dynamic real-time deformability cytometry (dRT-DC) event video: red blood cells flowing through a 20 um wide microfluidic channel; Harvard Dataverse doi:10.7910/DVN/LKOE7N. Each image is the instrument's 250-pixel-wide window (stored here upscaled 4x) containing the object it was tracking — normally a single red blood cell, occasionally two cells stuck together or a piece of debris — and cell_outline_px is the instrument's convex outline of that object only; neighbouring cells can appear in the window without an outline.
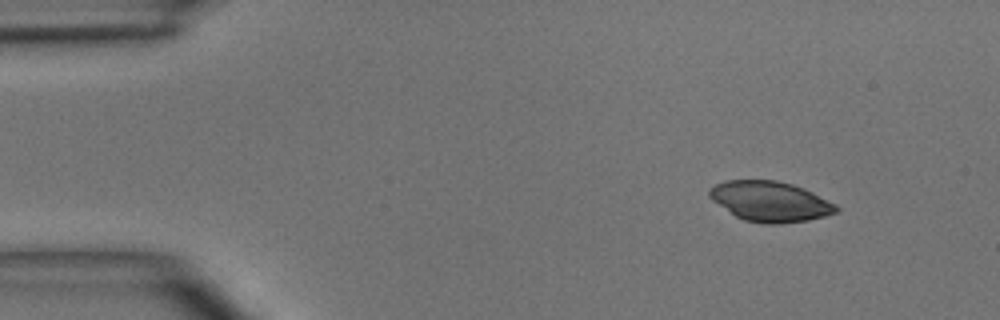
{"species": "common noctule bat (a hibernating species)", "species_latin": "Nyctalus noctula", "temperature_condition": "room temperature", "stored_images_in_passage": 3, "camera_frame_rate_fps": 3000, "um_per_image_px": 0.085, "animal": {"sex": "male", "body_mass_g": 15.6}, "frame": {"image": 1, "passage_image": 1, "time_ms": 0.0, "image_size_px": [1000, 320], "cell_outline_px": [[840, 208], [836, 212], [824, 216], [808, 220], [780, 224], [764, 224], [744, 220], [736, 216], [712, 200], [708, 196], [708, 188], [724, 180], [776, 180], [792, 184], [804, 188], [836, 204]], "centroid_in_image_um": [65.45, 17.12], "position_along_channel_um": 19.6, "area_um2": 29.77}}
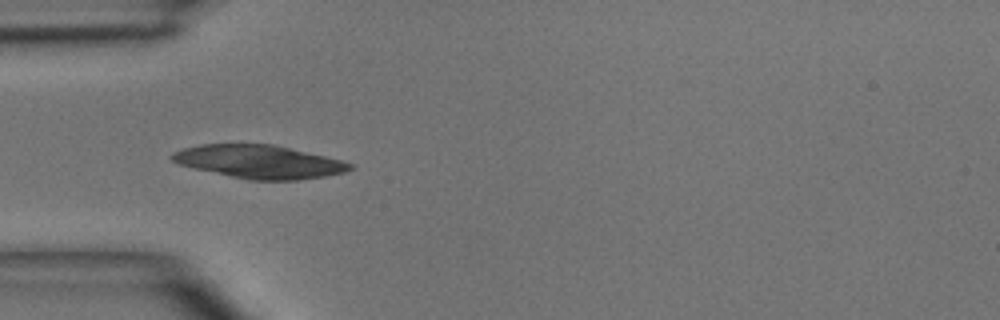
{"frame": {"image": 2, "passage_image": 3, "time_ms": 3.0, "image_size_px": [1000, 320], "cell_outline_px": [[352, 168], [344, 172], [324, 176], [296, 180], [248, 180], [196, 168], [180, 164], [172, 160], [168, 156], [172, 152], [184, 148], [200, 144], [272, 144], [324, 156], [340, 160], [352, 164]], "centroid_in_image_um": [21.99, 13.74], "position_along_channel_um": 63.0, "area_um2": 33.99}}